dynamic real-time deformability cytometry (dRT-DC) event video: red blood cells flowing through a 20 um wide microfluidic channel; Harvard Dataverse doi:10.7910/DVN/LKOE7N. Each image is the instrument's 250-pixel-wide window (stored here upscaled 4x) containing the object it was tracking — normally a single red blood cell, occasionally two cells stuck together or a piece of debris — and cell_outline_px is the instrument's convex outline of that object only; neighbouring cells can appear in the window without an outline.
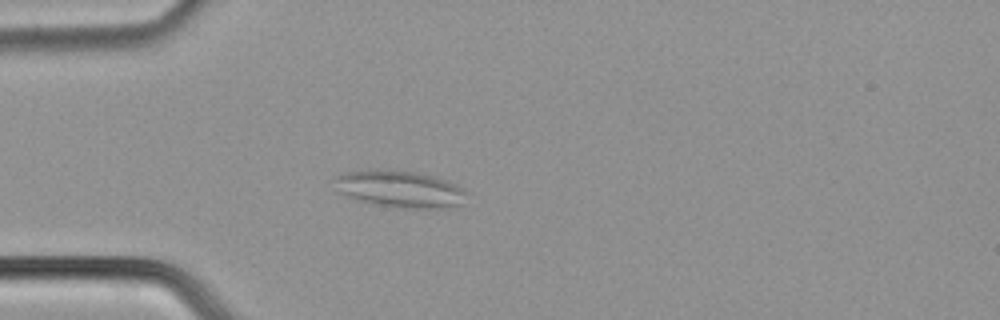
{"species": "common noctule bat (a hibernating species)", "species_latin": "Nyctalus noctula", "temperature_condition": "cold", "stored_images_in_passage": 37, "camera_frame_rate_fps": 3000, "um_per_image_px": 0.085, "animal": {"sex": "male", "body_mass_g": 21.5, "forearm_length_mm": 52.0}, "frame": {"image": 1, "passage_image": 1, "time_ms": 0.0, "image_size_px": [1000, 320], "cell_outline_px": [[464, 192], [460, 204], [448, 208], [400, 208], [356, 200], [336, 192], [336, 176], [348, 172], [372, 168], [412, 172], [432, 176], [456, 184]], "centroid_in_image_um": [33.9, 16.06], "position_along_channel_um": 51.1, "area_um2": 27.98}}
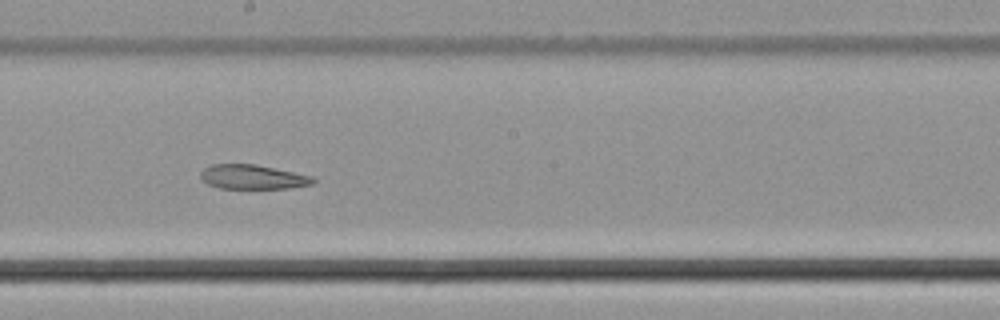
{"frame": {"image": 2, "passage_image": 15, "time_ms": 4.667, "image_size_px": [1000, 320], "cell_outline_px": [[316, 180], [312, 184], [288, 188], [220, 188], [208, 184], [200, 176], [200, 172], [204, 168], [212, 164], [256, 164], [312, 176]], "centroid_in_image_um": [21.47, 15.03], "position_along_channel_um": 226.7, "area_um2": 15.84}}
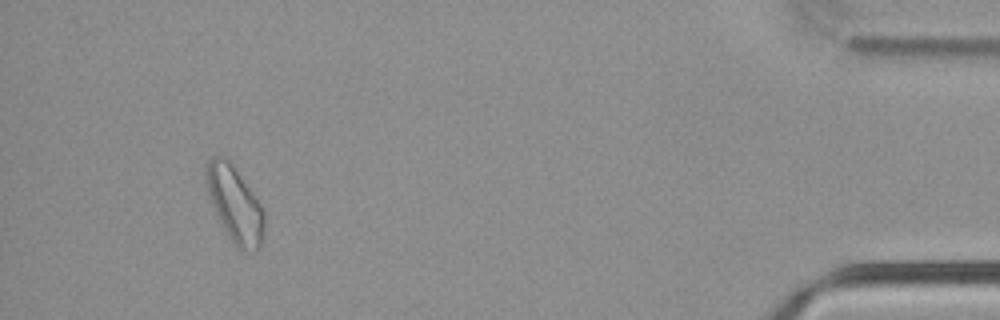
{"frame": {"image": 3, "passage_image": 34, "time_ms": 11.0, "image_size_px": [1000, 320], "cell_outline_px": [[264, 232], [260, 248], [256, 252], [244, 252], [228, 236], [220, 224], [208, 192], [204, 176], [204, 172], [208, 160], [212, 156], [224, 156], [228, 160], [256, 196], [264, 212]], "centroid_in_image_um": [19.96, 17.38], "position_along_channel_um": 415.2, "area_um2": 25.61}}